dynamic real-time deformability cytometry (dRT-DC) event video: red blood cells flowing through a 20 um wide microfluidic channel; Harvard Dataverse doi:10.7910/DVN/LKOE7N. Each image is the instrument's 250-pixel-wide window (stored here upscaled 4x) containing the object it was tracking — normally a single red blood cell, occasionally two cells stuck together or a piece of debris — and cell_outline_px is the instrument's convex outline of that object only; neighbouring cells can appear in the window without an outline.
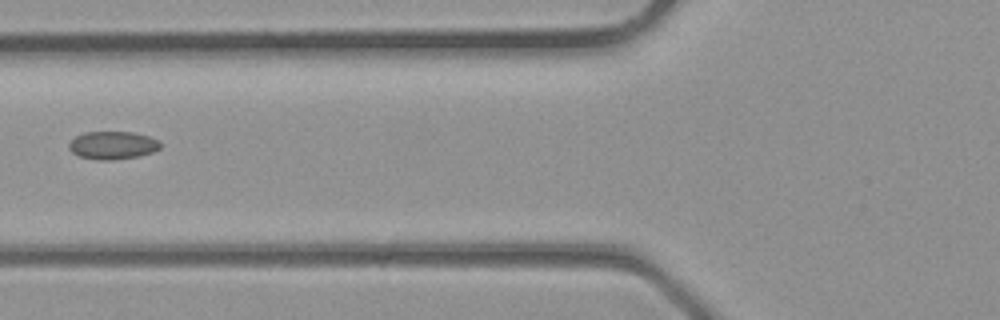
{"species": "common noctule bat (a hibernating species)", "species_latin": "Nyctalus noctula", "temperature_condition": "room temperature", "stored_images_in_passage": 2, "camera_frame_rate_fps": 3000, "um_per_image_px": 0.085, "animal": {"sex": "male", "body_mass_g": 23.1, "forearm_length_mm": 52.7}, "frame": {"image": 1, "passage_image": 2, "time_ms": 0.333, "image_size_px": [1000, 320], "cell_outline_px": [[160, 148], [152, 152], [140, 156], [112, 160], [100, 160], [80, 156], [72, 152], [68, 148], [68, 144], [76, 136], [84, 132], [132, 132], [148, 136], [156, 140], [160, 144]], "centroid_in_image_um": [9.56, 12.35], "position_along_channel_um": 116.2, "area_um2": 14.74}}